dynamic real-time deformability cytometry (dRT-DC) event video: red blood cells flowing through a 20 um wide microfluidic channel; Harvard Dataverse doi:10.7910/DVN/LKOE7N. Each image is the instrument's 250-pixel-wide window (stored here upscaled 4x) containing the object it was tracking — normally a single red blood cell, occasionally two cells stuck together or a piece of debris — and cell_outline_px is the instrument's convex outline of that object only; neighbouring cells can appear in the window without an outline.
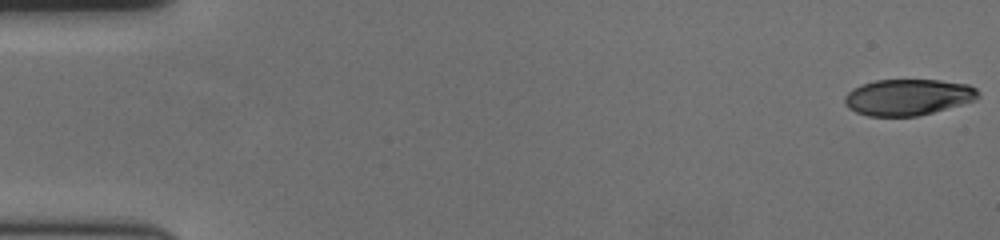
{"species": "human", "species_latin": "Homo sapiens", "temperature_condition": "cold", "stored_images_in_passage": 59, "camera_frame_rate_fps": 3000, "um_per_image_px": 0.085, "donor": {"sex": "female"}, "frame": {"image": 1, "passage_image": 1, "time_ms": 0.0, "image_size_px": [1000, 240], "cell_outline_px": [[980, 96], [976, 100], [932, 112], [916, 116], [868, 116], [856, 112], [848, 108], [844, 104], [844, 96], [852, 88], [860, 84], [876, 80], [940, 80], [968, 84], [976, 88], [980, 92]], "centroid_in_image_um": [77.16, 8.25], "position_along_channel_um": 7.8, "area_um2": 28.32}}
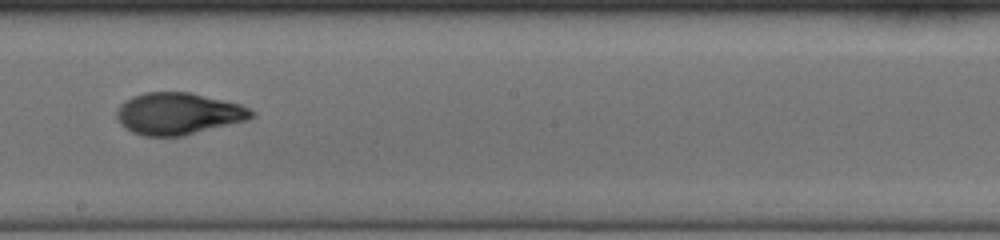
{"frame": {"image": 2, "passage_image": 34, "time_ms": 11.0, "image_size_px": [1000, 240], "cell_outline_px": [[256, 116], [248, 120], [184, 136], [144, 136], [132, 132], [124, 128], [120, 124], [116, 116], [116, 112], [120, 104], [124, 100], [132, 96], [144, 92], [188, 92], [240, 104], [256, 112]], "centroid_in_image_um": [15.14, 9.67], "position_along_channel_um": 233.1, "area_um2": 33.12}}
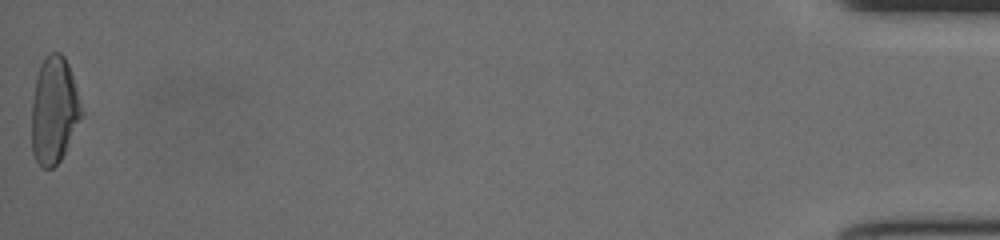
{"frame": {"image": 3, "passage_image": 59, "time_ms": 19.333, "image_size_px": [1000, 240], "cell_outline_px": [[80, 116], [64, 152], [60, 160], [52, 168], [44, 168], [36, 160], [32, 152], [32, 100], [36, 76], [40, 64], [52, 52], [60, 52], [64, 56], [68, 64], [72, 76], [80, 108]], "centroid_in_image_um": [4.54, 9.36], "position_along_channel_um": 430.7, "area_um2": 29.94}, "authors_computed_cell_mechanics": {"area_um2": 30.8652, "velocity_mm_per_s": 3.5589, "shape_relaxation_time_tau1_ms": 4.641, "shape_relaxation_time_tau2_ms": 1.705, "deformation_change_tau1": 0.1807, "deformation_change_tau2": 0.0707}}